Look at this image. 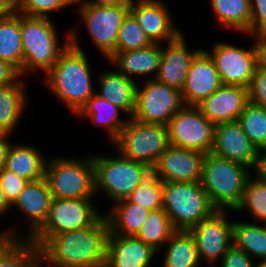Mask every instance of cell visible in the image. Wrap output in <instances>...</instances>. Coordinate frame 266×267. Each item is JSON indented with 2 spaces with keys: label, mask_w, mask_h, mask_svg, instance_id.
I'll return each mask as SVG.
<instances>
[{
  "label": "cell",
  "mask_w": 266,
  "mask_h": 267,
  "mask_svg": "<svg viewBox=\"0 0 266 267\" xmlns=\"http://www.w3.org/2000/svg\"><path fill=\"white\" fill-rule=\"evenodd\" d=\"M11 137H13L11 134H0V171L5 166V161L7 158L9 148L11 144L14 142L10 141V139L12 140Z\"/></svg>",
  "instance_id": "obj_46"
},
{
  "label": "cell",
  "mask_w": 266,
  "mask_h": 267,
  "mask_svg": "<svg viewBox=\"0 0 266 267\" xmlns=\"http://www.w3.org/2000/svg\"><path fill=\"white\" fill-rule=\"evenodd\" d=\"M167 126L170 145L203 154L211 152L215 125L196 106L184 105Z\"/></svg>",
  "instance_id": "obj_13"
},
{
  "label": "cell",
  "mask_w": 266,
  "mask_h": 267,
  "mask_svg": "<svg viewBox=\"0 0 266 267\" xmlns=\"http://www.w3.org/2000/svg\"><path fill=\"white\" fill-rule=\"evenodd\" d=\"M232 213L235 214L232 210H216L189 230L195 239L199 260L204 267H216L233 245Z\"/></svg>",
  "instance_id": "obj_11"
},
{
  "label": "cell",
  "mask_w": 266,
  "mask_h": 267,
  "mask_svg": "<svg viewBox=\"0 0 266 267\" xmlns=\"http://www.w3.org/2000/svg\"><path fill=\"white\" fill-rule=\"evenodd\" d=\"M0 267H39L38 247L29 238L0 242Z\"/></svg>",
  "instance_id": "obj_35"
},
{
  "label": "cell",
  "mask_w": 266,
  "mask_h": 267,
  "mask_svg": "<svg viewBox=\"0 0 266 267\" xmlns=\"http://www.w3.org/2000/svg\"><path fill=\"white\" fill-rule=\"evenodd\" d=\"M222 82L209 54L202 49L193 59L184 88L182 100L186 106H196L215 92Z\"/></svg>",
  "instance_id": "obj_20"
},
{
  "label": "cell",
  "mask_w": 266,
  "mask_h": 267,
  "mask_svg": "<svg viewBox=\"0 0 266 267\" xmlns=\"http://www.w3.org/2000/svg\"><path fill=\"white\" fill-rule=\"evenodd\" d=\"M255 267H266V262H257Z\"/></svg>",
  "instance_id": "obj_53"
},
{
  "label": "cell",
  "mask_w": 266,
  "mask_h": 267,
  "mask_svg": "<svg viewBox=\"0 0 266 267\" xmlns=\"http://www.w3.org/2000/svg\"><path fill=\"white\" fill-rule=\"evenodd\" d=\"M236 216L233 217V245L256 262H266V224Z\"/></svg>",
  "instance_id": "obj_31"
},
{
  "label": "cell",
  "mask_w": 266,
  "mask_h": 267,
  "mask_svg": "<svg viewBox=\"0 0 266 267\" xmlns=\"http://www.w3.org/2000/svg\"><path fill=\"white\" fill-rule=\"evenodd\" d=\"M115 154L93 153L96 198L104 195L111 205L126 199L152 171L144 163L122 157L117 151Z\"/></svg>",
  "instance_id": "obj_6"
},
{
  "label": "cell",
  "mask_w": 266,
  "mask_h": 267,
  "mask_svg": "<svg viewBox=\"0 0 266 267\" xmlns=\"http://www.w3.org/2000/svg\"><path fill=\"white\" fill-rule=\"evenodd\" d=\"M87 50L68 45L59 55L54 66L38 80L75 117L95 93L96 76ZM93 73V74H92ZM94 77V79H93Z\"/></svg>",
  "instance_id": "obj_2"
},
{
  "label": "cell",
  "mask_w": 266,
  "mask_h": 267,
  "mask_svg": "<svg viewBox=\"0 0 266 267\" xmlns=\"http://www.w3.org/2000/svg\"><path fill=\"white\" fill-rule=\"evenodd\" d=\"M52 156L47 159L44 178L53 198H96L92 153L80 157L61 153Z\"/></svg>",
  "instance_id": "obj_7"
},
{
  "label": "cell",
  "mask_w": 266,
  "mask_h": 267,
  "mask_svg": "<svg viewBox=\"0 0 266 267\" xmlns=\"http://www.w3.org/2000/svg\"><path fill=\"white\" fill-rule=\"evenodd\" d=\"M106 208H109L104 211L109 225V234L121 236H136L149 214L148 209L127 199L117 201Z\"/></svg>",
  "instance_id": "obj_29"
},
{
  "label": "cell",
  "mask_w": 266,
  "mask_h": 267,
  "mask_svg": "<svg viewBox=\"0 0 266 267\" xmlns=\"http://www.w3.org/2000/svg\"><path fill=\"white\" fill-rule=\"evenodd\" d=\"M251 168L209 152L204 154L200 184L217 210H232L240 205Z\"/></svg>",
  "instance_id": "obj_4"
},
{
  "label": "cell",
  "mask_w": 266,
  "mask_h": 267,
  "mask_svg": "<svg viewBox=\"0 0 266 267\" xmlns=\"http://www.w3.org/2000/svg\"><path fill=\"white\" fill-rule=\"evenodd\" d=\"M21 77V73L13 65L0 59V85L14 84Z\"/></svg>",
  "instance_id": "obj_45"
},
{
  "label": "cell",
  "mask_w": 266,
  "mask_h": 267,
  "mask_svg": "<svg viewBox=\"0 0 266 267\" xmlns=\"http://www.w3.org/2000/svg\"><path fill=\"white\" fill-rule=\"evenodd\" d=\"M132 118L143 123L168 125L183 106L181 91L155 79L138 82Z\"/></svg>",
  "instance_id": "obj_12"
},
{
  "label": "cell",
  "mask_w": 266,
  "mask_h": 267,
  "mask_svg": "<svg viewBox=\"0 0 266 267\" xmlns=\"http://www.w3.org/2000/svg\"><path fill=\"white\" fill-rule=\"evenodd\" d=\"M253 173L266 182V149L260 151L257 166Z\"/></svg>",
  "instance_id": "obj_48"
},
{
  "label": "cell",
  "mask_w": 266,
  "mask_h": 267,
  "mask_svg": "<svg viewBox=\"0 0 266 267\" xmlns=\"http://www.w3.org/2000/svg\"><path fill=\"white\" fill-rule=\"evenodd\" d=\"M251 25L250 34L266 33V0H250Z\"/></svg>",
  "instance_id": "obj_43"
},
{
  "label": "cell",
  "mask_w": 266,
  "mask_h": 267,
  "mask_svg": "<svg viewBox=\"0 0 266 267\" xmlns=\"http://www.w3.org/2000/svg\"><path fill=\"white\" fill-rule=\"evenodd\" d=\"M247 91L250 103L266 108V69L256 67Z\"/></svg>",
  "instance_id": "obj_41"
},
{
  "label": "cell",
  "mask_w": 266,
  "mask_h": 267,
  "mask_svg": "<svg viewBox=\"0 0 266 267\" xmlns=\"http://www.w3.org/2000/svg\"><path fill=\"white\" fill-rule=\"evenodd\" d=\"M184 31L173 41L162 44L161 60L155 80L182 91L194 57L203 49L189 48ZM187 40V41H186Z\"/></svg>",
  "instance_id": "obj_19"
},
{
  "label": "cell",
  "mask_w": 266,
  "mask_h": 267,
  "mask_svg": "<svg viewBox=\"0 0 266 267\" xmlns=\"http://www.w3.org/2000/svg\"><path fill=\"white\" fill-rule=\"evenodd\" d=\"M29 181L6 169L0 171V183L7 201L12 205Z\"/></svg>",
  "instance_id": "obj_40"
},
{
  "label": "cell",
  "mask_w": 266,
  "mask_h": 267,
  "mask_svg": "<svg viewBox=\"0 0 266 267\" xmlns=\"http://www.w3.org/2000/svg\"><path fill=\"white\" fill-rule=\"evenodd\" d=\"M109 225L104 213L90 226L57 233L39 249V267H84L106 260Z\"/></svg>",
  "instance_id": "obj_1"
},
{
  "label": "cell",
  "mask_w": 266,
  "mask_h": 267,
  "mask_svg": "<svg viewBox=\"0 0 266 267\" xmlns=\"http://www.w3.org/2000/svg\"><path fill=\"white\" fill-rule=\"evenodd\" d=\"M99 198H53L48 216L29 237L38 249L57 233L74 231L92 225L104 212L96 202ZM102 211V212H100Z\"/></svg>",
  "instance_id": "obj_9"
},
{
  "label": "cell",
  "mask_w": 266,
  "mask_h": 267,
  "mask_svg": "<svg viewBox=\"0 0 266 267\" xmlns=\"http://www.w3.org/2000/svg\"><path fill=\"white\" fill-rule=\"evenodd\" d=\"M175 231L165 211L158 209L149 211L135 237L159 252Z\"/></svg>",
  "instance_id": "obj_34"
},
{
  "label": "cell",
  "mask_w": 266,
  "mask_h": 267,
  "mask_svg": "<svg viewBox=\"0 0 266 267\" xmlns=\"http://www.w3.org/2000/svg\"><path fill=\"white\" fill-rule=\"evenodd\" d=\"M158 254L157 267H203L195 239L186 230H176Z\"/></svg>",
  "instance_id": "obj_28"
},
{
  "label": "cell",
  "mask_w": 266,
  "mask_h": 267,
  "mask_svg": "<svg viewBox=\"0 0 266 267\" xmlns=\"http://www.w3.org/2000/svg\"><path fill=\"white\" fill-rule=\"evenodd\" d=\"M15 11V5L11 0H0V19L11 15Z\"/></svg>",
  "instance_id": "obj_49"
},
{
  "label": "cell",
  "mask_w": 266,
  "mask_h": 267,
  "mask_svg": "<svg viewBox=\"0 0 266 267\" xmlns=\"http://www.w3.org/2000/svg\"><path fill=\"white\" fill-rule=\"evenodd\" d=\"M52 199L53 197L45 178L29 181L19 193L18 198L11 205L10 214L16 211V213L19 212L18 215L21 214L20 217L22 218L18 217L17 223L13 220L15 224L13 223L11 225V223H9L12 233L17 238H29L46 220ZM19 218L21 221L24 219V221H22V223L24 222L23 224H19L21 222ZM21 225H24L25 228H22L23 226ZM21 229L25 232H22Z\"/></svg>",
  "instance_id": "obj_15"
},
{
  "label": "cell",
  "mask_w": 266,
  "mask_h": 267,
  "mask_svg": "<svg viewBox=\"0 0 266 267\" xmlns=\"http://www.w3.org/2000/svg\"><path fill=\"white\" fill-rule=\"evenodd\" d=\"M249 103L247 88L221 85L196 107L214 125L237 121Z\"/></svg>",
  "instance_id": "obj_21"
},
{
  "label": "cell",
  "mask_w": 266,
  "mask_h": 267,
  "mask_svg": "<svg viewBox=\"0 0 266 267\" xmlns=\"http://www.w3.org/2000/svg\"><path fill=\"white\" fill-rule=\"evenodd\" d=\"M131 0H77L76 4H88L96 6L130 5Z\"/></svg>",
  "instance_id": "obj_47"
},
{
  "label": "cell",
  "mask_w": 266,
  "mask_h": 267,
  "mask_svg": "<svg viewBox=\"0 0 266 267\" xmlns=\"http://www.w3.org/2000/svg\"><path fill=\"white\" fill-rule=\"evenodd\" d=\"M161 52L162 44L153 43L137 50L113 52L105 62L110 63L119 73L138 83L139 80L155 79Z\"/></svg>",
  "instance_id": "obj_22"
},
{
  "label": "cell",
  "mask_w": 266,
  "mask_h": 267,
  "mask_svg": "<svg viewBox=\"0 0 266 267\" xmlns=\"http://www.w3.org/2000/svg\"><path fill=\"white\" fill-rule=\"evenodd\" d=\"M234 212L238 216L244 214V219L249 216L247 220L266 224V182L256 174L248 178L242 201Z\"/></svg>",
  "instance_id": "obj_33"
},
{
  "label": "cell",
  "mask_w": 266,
  "mask_h": 267,
  "mask_svg": "<svg viewBox=\"0 0 266 267\" xmlns=\"http://www.w3.org/2000/svg\"><path fill=\"white\" fill-rule=\"evenodd\" d=\"M122 157L152 168L168 148V126L143 123L129 117L118 137L110 144Z\"/></svg>",
  "instance_id": "obj_10"
},
{
  "label": "cell",
  "mask_w": 266,
  "mask_h": 267,
  "mask_svg": "<svg viewBox=\"0 0 266 267\" xmlns=\"http://www.w3.org/2000/svg\"><path fill=\"white\" fill-rule=\"evenodd\" d=\"M216 156L240 163L255 170L260 151L249 140L238 121L214 126L213 147Z\"/></svg>",
  "instance_id": "obj_17"
},
{
  "label": "cell",
  "mask_w": 266,
  "mask_h": 267,
  "mask_svg": "<svg viewBox=\"0 0 266 267\" xmlns=\"http://www.w3.org/2000/svg\"><path fill=\"white\" fill-rule=\"evenodd\" d=\"M212 58L222 85L248 88L256 69L253 45L247 48L230 40H214L210 50L203 48Z\"/></svg>",
  "instance_id": "obj_14"
},
{
  "label": "cell",
  "mask_w": 266,
  "mask_h": 267,
  "mask_svg": "<svg viewBox=\"0 0 266 267\" xmlns=\"http://www.w3.org/2000/svg\"><path fill=\"white\" fill-rule=\"evenodd\" d=\"M122 114L127 116L122 109L94 93L74 118L84 122L88 119L91 121V125L93 124L100 129L103 128L110 145L118 137L129 119V117L123 118Z\"/></svg>",
  "instance_id": "obj_26"
},
{
  "label": "cell",
  "mask_w": 266,
  "mask_h": 267,
  "mask_svg": "<svg viewBox=\"0 0 266 267\" xmlns=\"http://www.w3.org/2000/svg\"><path fill=\"white\" fill-rule=\"evenodd\" d=\"M249 140L259 150L266 149V108L248 103L237 120Z\"/></svg>",
  "instance_id": "obj_36"
},
{
  "label": "cell",
  "mask_w": 266,
  "mask_h": 267,
  "mask_svg": "<svg viewBox=\"0 0 266 267\" xmlns=\"http://www.w3.org/2000/svg\"><path fill=\"white\" fill-rule=\"evenodd\" d=\"M0 59L13 65L23 77V49L20 13L0 19Z\"/></svg>",
  "instance_id": "obj_32"
},
{
  "label": "cell",
  "mask_w": 266,
  "mask_h": 267,
  "mask_svg": "<svg viewBox=\"0 0 266 267\" xmlns=\"http://www.w3.org/2000/svg\"><path fill=\"white\" fill-rule=\"evenodd\" d=\"M84 267H110L107 260H104L102 262L96 263V264H92V265H87Z\"/></svg>",
  "instance_id": "obj_52"
},
{
  "label": "cell",
  "mask_w": 266,
  "mask_h": 267,
  "mask_svg": "<svg viewBox=\"0 0 266 267\" xmlns=\"http://www.w3.org/2000/svg\"><path fill=\"white\" fill-rule=\"evenodd\" d=\"M56 26L51 17L27 16L20 13L24 78L39 72L41 74L36 76L42 78L69 45V30H65V37L60 38L61 34L59 35Z\"/></svg>",
  "instance_id": "obj_3"
},
{
  "label": "cell",
  "mask_w": 266,
  "mask_h": 267,
  "mask_svg": "<svg viewBox=\"0 0 266 267\" xmlns=\"http://www.w3.org/2000/svg\"><path fill=\"white\" fill-rule=\"evenodd\" d=\"M109 68L99 70L96 78L95 94L108 100L132 117L136 108L137 82L119 73L109 63Z\"/></svg>",
  "instance_id": "obj_24"
},
{
  "label": "cell",
  "mask_w": 266,
  "mask_h": 267,
  "mask_svg": "<svg viewBox=\"0 0 266 267\" xmlns=\"http://www.w3.org/2000/svg\"><path fill=\"white\" fill-rule=\"evenodd\" d=\"M32 144L21 141L13 142L9 148L4 169L24 177L28 181L44 178L49 156L45 155V151L43 153L39 146Z\"/></svg>",
  "instance_id": "obj_27"
},
{
  "label": "cell",
  "mask_w": 266,
  "mask_h": 267,
  "mask_svg": "<svg viewBox=\"0 0 266 267\" xmlns=\"http://www.w3.org/2000/svg\"><path fill=\"white\" fill-rule=\"evenodd\" d=\"M215 23L220 30L234 31L239 35L250 34L251 2L250 0H209ZM241 32V33H240Z\"/></svg>",
  "instance_id": "obj_30"
},
{
  "label": "cell",
  "mask_w": 266,
  "mask_h": 267,
  "mask_svg": "<svg viewBox=\"0 0 266 267\" xmlns=\"http://www.w3.org/2000/svg\"><path fill=\"white\" fill-rule=\"evenodd\" d=\"M204 154L169 145L152 171L162 182H200Z\"/></svg>",
  "instance_id": "obj_18"
},
{
  "label": "cell",
  "mask_w": 266,
  "mask_h": 267,
  "mask_svg": "<svg viewBox=\"0 0 266 267\" xmlns=\"http://www.w3.org/2000/svg\"><path fill=\"white\" fill-rule=\"evenodd\" d=\"M77 0H20L15 11L27 16L50 17L63 9L75 7Z\"/></svg>",
  "instance_id": "obj_39"
},
{
  "label": "cell",
  "mask_w": 266,
  "mask_h": 267,
  "mask_svg": "<svg viewBox=\"0 0 266 267\" xmlns=\"http://www.w3.org/2000/svg\"><path fill=\"white\" fill-rule=\"evenodd\" d=\"M151 44L153 42L145 34L135 17L128 12L120 26L114 52L137 50Z\"/></svg>",
  "instance_id": "obj_38"
},
{
  "label": "cell",
  "mask_w": 266,
  "mask_h": 267,
  "mask_svg": "<svg viewBox=\"0 0 266 267\" xmlns=\"http://www.w3.org/2000/svg\"><path fill=\"white\" fill-rule=\"evenodd\" d=\"M162 196V181L151 171L126 199L152 211L162 209Z\"/></svg>",
  "instance_id": "obj_37"
},
{
  "label": "cell",
  "mask_w": 266,
  "mask_h": 267,
  "mask_svg": "<svg viewBox=\"0 0 266 267\" xmlns=\"http://www.w3.org/2000/svg\"><path fill=\"white\" fill-rule=\"evenodd\" d=\"M157 258L158 252L135 236H108L106 260L110 267H156Z\"/></svg>",
  "instance_id": "obj_23"
},
{
  "label": "cell",
  "mask_w": 266,
  "mask_h": 267,
  "mask_svg": "<svg viewBox=\"0 0 266 267\" xmlns=\"http://www.w3.org/2000/svg\"><path fill=\"white\" fill-rule=\"evenodd\" d=\"M166 0H131L129 12L153 43L164 44L175 40L181 33Z\"/></svg>",
  "instance_id": "obj_16"
},
{
  "label": "cell",
  "mask_w": 266,
  "mask_h": 267,
  "mask_svg": "<svg viewBox=\"0 0 266 267\" xmlns=\"http://www.w3.org/2000/svg\"><path fill=\"white\" fill-rule=\"evenodd\" d=\"M11 204L7 201L0 183V211L8 218L10 216Z\"/></svg>",
  "instance_id": "obj_51"
},
{
  "label": "cell",
  "mask_w": 266,
  "mask_h": 267,
  "mask_svg": "<svg viewBox=\"0 0 266 267\" xmlns=\"http://www.w3.org/2000/svg\"><path fill=\"white\" fill-rule=\"evenodd\" d=\"M25 80L21 77L14 84L0 85V134L16 136L14 133L21 126L30 102Z\"/></svg>",
  "instance_id": "obj_25"
},
{
  "label": "cell",
  "mask_w": 266,
  "mask_h": 267,
  "mask_svg": "<svg viewBox=\"0 0 266 267\" xmlns=\"http://www.w3.org/2000/svg\"><path fill=\"white\" fill-rule=\"evenodd\" d=\"M5 216L1 211H0V219ZM17 239V237L12 233L11 229L9 226L4 227L0 230V242H10Z\"/></svg>",
  "instance_id": "obj_50"
},
{
  "label": "cell",
  "mask_w": 266,
  "mask_h": 267,
  "mask_svg": "<svg viewBox=\"0 0 266 267\" xmlns=\"http://www.w3.org/2000/svg\"><path fill=\"white\" fill-rule=\"evenodd\" d=\"M256 261L242 249L232 245L223 255L216 267H255Z\"/></svg>",
  "instance_id": "obj_42"
},
{
  "label": "cell",
  "mask_w": 266,
  "mask_h": 267,
  "mask_svg": "<svg viewBox=\"0 0 266 267\" xmlns=\"http://www.w3.org/2000/svg\"><path fill=\"white\" fill-rule=\"evenodd\" d=\"M250 37L255 53L256 67L266 69V33L244 34L243 38ZM253 40V42H252Z\"/></svg>",
  "instance_id": "obj_44"
},
{
  "label": "cell",
  "mask_w": 266,
  "mask_h": 267,
  "mask_svg": "<svg viewBox=\"0 0 266 267\" xmlns=\"http://www.w3.org/2000/svg\"><path fill=\"white\" fill-rule=\"evenodd\" d=\"M162 209L175 230L189 231L217 209L200 182H162Z\"/></svg>",
  "instance_id": "obj_8"
},
{
  "label": "cell",
  "mask_w": 266,
  "mask_h": 267,
  "mask_svg": "<svg viewBox=\"0 0 266 267\" xmlns=\"http://www.w3.org/2000/svg\"><path fill=\"white\" fill-rule=\"evenodd\" d=\"M14 5H16L20 0H11Z\"/></svg>",
  "instance_id": "obj_54"
},
{
  "label": "cell",
  "mask_w": 266,
  "mask_h": 267,
  "mask_svg": "<svg viewBox=\"0 0 266 267\" xmlns=\"http://www.w3.org/2000/svg\"><path fill=\"white\" fill-rule=\"evenodd\" d=\"M76 23L67 28L69 30V44L78 49H84L81 41L80 26L86 28L92 45L100 57L106 60L116 49L118 32L123 19L128 14L130 5L96 6L88 4H76ZM81 21V22H80ZM80 28V29H79ZM78 30V31H77ZM105 58V59H104Z\"/></svg>",
  "instance_id": "obj_5"
}]
</instances>
